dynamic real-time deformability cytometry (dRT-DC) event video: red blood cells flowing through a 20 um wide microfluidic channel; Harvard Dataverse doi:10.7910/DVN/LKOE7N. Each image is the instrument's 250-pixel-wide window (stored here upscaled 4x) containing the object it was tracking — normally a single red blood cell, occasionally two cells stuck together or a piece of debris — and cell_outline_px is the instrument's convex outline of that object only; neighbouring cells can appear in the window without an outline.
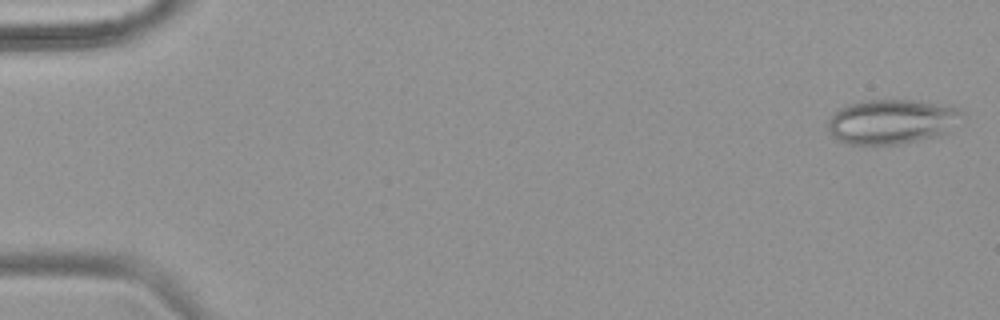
{"species": "common noctule bat (a hibernating species)", "species_latin": "Nyctalus noctula", "temperature_condition": "warm", "stored_images_in_passage": 53, "camera_frame_rate_fps": 3000, "um_per_image_px": 0.085, "animal": {"sex": "female", "body_mass_g": 18.4}, "frame": {"image": 1, "passage_image": 1, "time_ms": 0.0, "image_size_px": [1000, 320], "cell_outline_px": [[964, 116], [948, 132], [936, 136], [900, 144], [844, 144], [836, 140], [828, 132], [828, 120], [832, 112], [848, 104], [860, 100], [920, 100], [944, 104], [960, 108], [964, 112]], "centroid_in_image_um": [75.79, 10.32], "position_along_channel_um": 9.2, "area_um2": 35.55}}
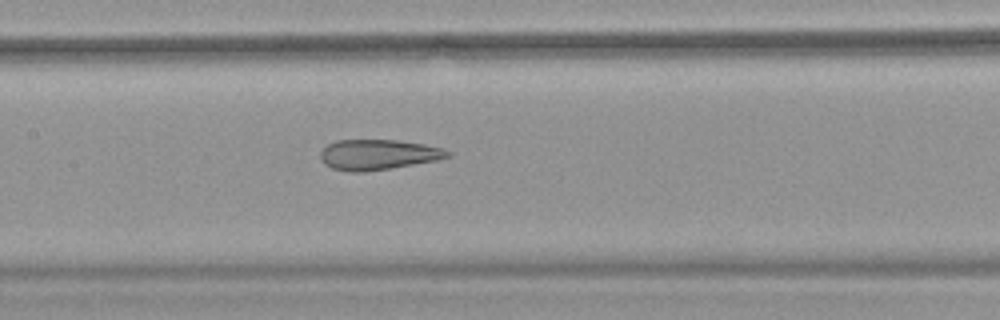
{"frame": {"image": 2, "passage_image": 26, "time_ms": 8.333, "image_size_px": [1000, 320], "cell_outline_px": [[452, 156], [440, 160], [364, 172], [348, 172], [332, 168], [324, 164], [320, 160], [320, 152], [328, 144], [336, 140], [396, 140], [424, 144], [444, 148], [452, 152]], "centroid_in_image_um": [32.17, 13.14], "position_along_channel_um": 175.2, "area_um2": 22.72}}
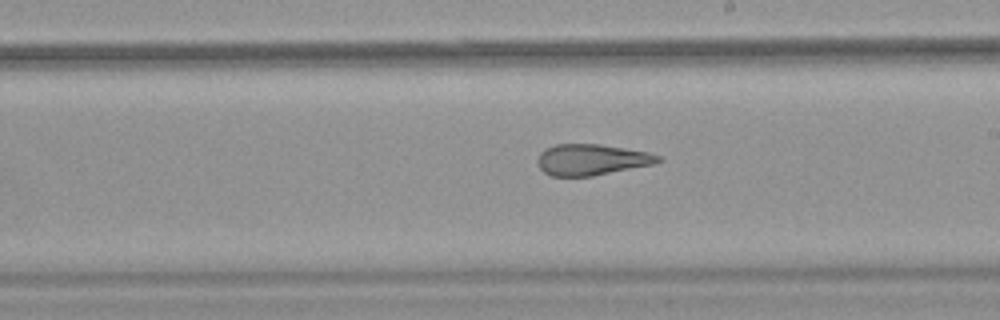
{"frame": {"image": 3, "passage_image": 31, "time_ms": 10.0, "image_size_px": [1000, 320], "cell_outline_px": [[664, 160], [656, 164], [592, 176], [552, 176], [544, 172], [540, 168], [536, 160], [540, 152], [544, 148], [556, 144], [600, 144], [648, 152], [660, 156]], "centroid_in_image_um": [50.29, 13.57], "position_along_channel_um": 238.7, "area_um2": 22.02}, "authors_computed_cell_mechanics": {"area_um2": 27.8018, "velocity_mm_per_s": 3.8261, "shape_relaxation_time_tau1_ms": null, "shape_relaxation_time_tau2_ms": 1.731, "deformation_change_tau1": null, "deformation_change_tau2": 0.1002}}